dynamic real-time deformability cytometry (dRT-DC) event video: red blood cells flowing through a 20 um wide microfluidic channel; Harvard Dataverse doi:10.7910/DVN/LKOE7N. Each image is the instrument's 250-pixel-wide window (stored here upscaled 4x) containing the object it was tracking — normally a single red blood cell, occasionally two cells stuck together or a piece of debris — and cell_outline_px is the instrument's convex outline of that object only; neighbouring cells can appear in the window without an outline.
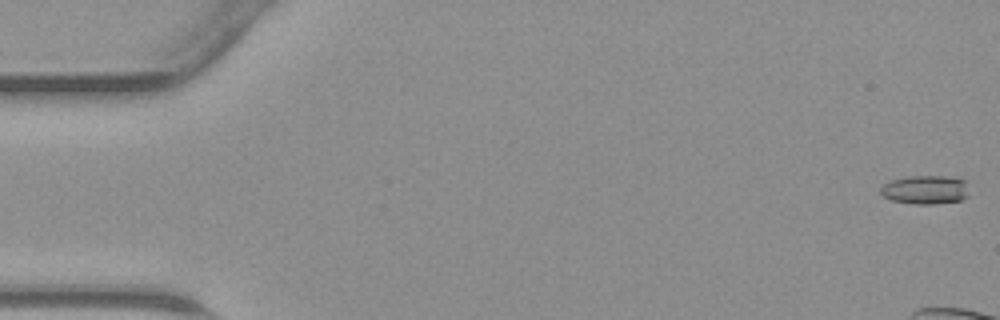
{"species": "common noctule bat (a hibernating species)", "species_latin": "Nyctalus noctula", "temperature_condition": "warm", "stored_images_in_passage": 14, "camera_frame_rate_fps": 3000, "um_per_image_px": 0.085, "animal": {"sex": "male", "body_mass_g": 23.1, "forearm_length_mm": 52.7}, "frame": {"image": 1, "passage_image": 1, "time_ms": 0.0, "image_size_px": [1000, 320], "cell_outline_px": [[968, 196], [960, 200], [936, 204], [916, 204], [892, 200], [884, 196], [880, 192], [880, 188], [884, 184], [892, 180], [908, 176], [944, 176], [964, 180]], "centroid_in_image_um": [78.63, 16.13], "position_along_channel_um": 6.4, "area_um2": 14.62}}
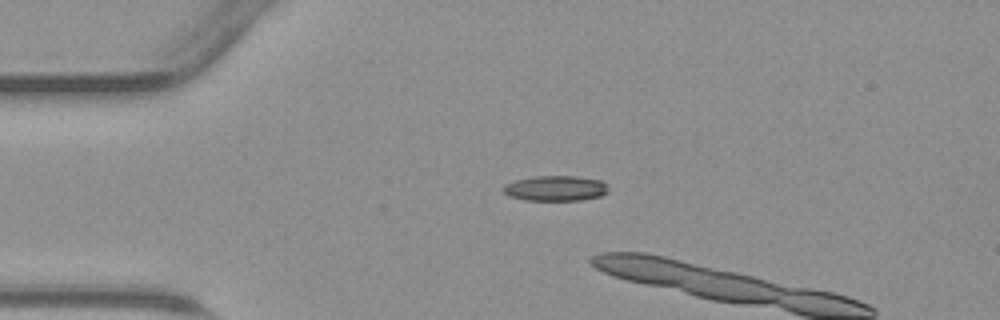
{"frame": {"image": 2, "passage_image": 11, "time_ms": 3.333, "image_size_px": [1000, 320], "cell_outline_px": [[608, 192], [600, 196], [580, 200], [524, 200], [508, 196], [500, 188], [504, 184], [516, 180], [532, 176], [576, 176], [600, 180], [608, 188]], "centroid_in_image_um": [47.16, 16.0], "position_along_channel_um": 37.8, "area_um2": 15.55}}